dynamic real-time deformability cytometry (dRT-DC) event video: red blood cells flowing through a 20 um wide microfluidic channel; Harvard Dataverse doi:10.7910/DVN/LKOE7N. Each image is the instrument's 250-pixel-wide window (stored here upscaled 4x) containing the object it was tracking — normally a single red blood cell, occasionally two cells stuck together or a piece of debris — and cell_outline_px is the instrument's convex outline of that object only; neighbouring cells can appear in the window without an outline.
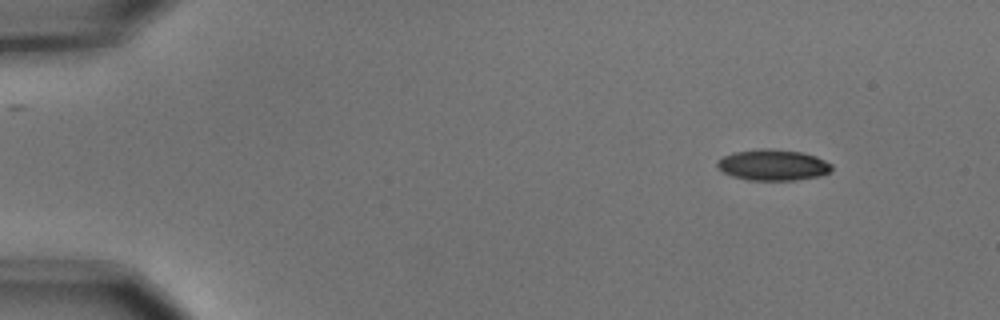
{"species": "common noctule bat (a hibernating species)", "species_latin": "Nyctalus noctula", "temperature_condition": "cold", "stored_images_in_passage": 4, "camera_frame_rate_fps": 3000, "um_per_image_px": 0.085, "animal": {"sex": "male", "body_mass_g": 15.6}, "frame": {"image": 1, "passage_image": 1, "time_ms": 0.0, "image_size_px": [1000, 320], "cell_outline_px": [[832, 168], [828, 172], [820, 176], [796, 180], [748, 180], [732, 176], [724, 172], [716, 164], [716, 160], [732, 152], [760, 148], [772, 148], [800, 152], [816, 156], [832, 164]], "centroid_in_image_um": [65.69, 14.01], "position_along_channel_um": 19.3, "area_um2": 20.75}}
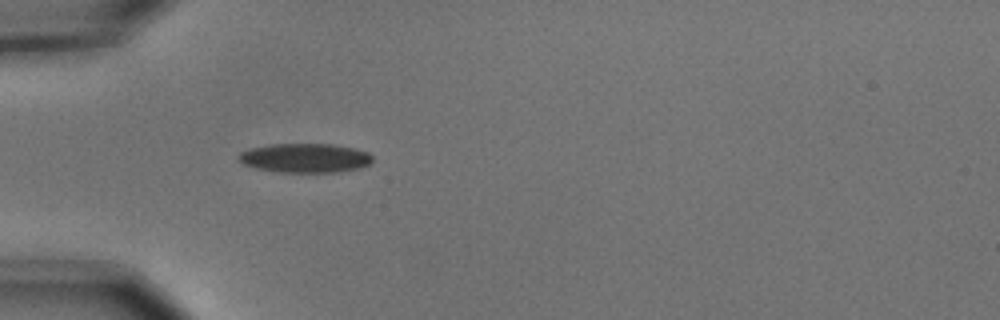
{"frame": {"image": 2, "passage_image": 4, "time_ms": 1.0, "image_size_px": [1000, 320], "cell_outline_px": [[372, 164], [360, 168], [340, 172], [280, 172], [256, 168], [244, 164], [236, 156], [240, 152], [252, 148], [268, 144], [332, 144], [352, 148], [368, 152], [372, 156]], "centroid_in_image_um": [25.95, 13.43], "position_along_channel_um": 59.0, "area_um2": 22.83}}